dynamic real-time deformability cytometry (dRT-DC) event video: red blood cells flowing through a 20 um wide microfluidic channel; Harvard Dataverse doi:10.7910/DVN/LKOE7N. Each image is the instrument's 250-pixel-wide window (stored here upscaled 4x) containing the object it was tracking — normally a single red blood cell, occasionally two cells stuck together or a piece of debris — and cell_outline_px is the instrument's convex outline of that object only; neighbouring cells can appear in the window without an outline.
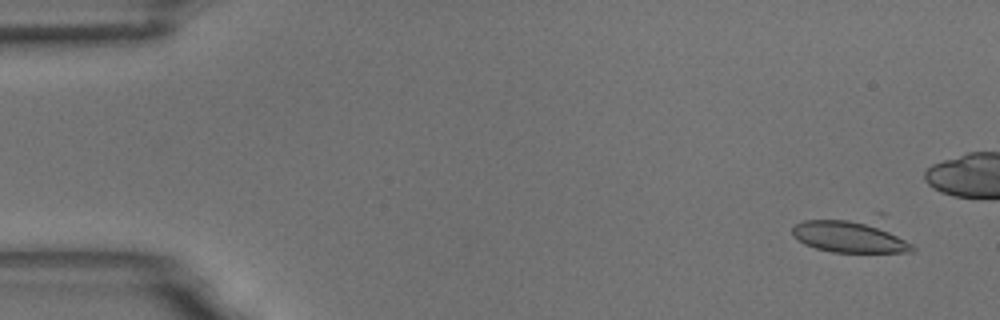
{"species": "common noctule bat (a hibernating species)", "species_latin": "Nyctalus noctula", "temperature_condition": "room temperature", "stored_images_in_passage": 33, "camera_frame_rate_fps": 3000, "um_per_image_px": 0.085, "animal": {"sex": "male", "body_mass_g": 18.8}, "frame": {"image": 1, "passage_image": 4, "time_ms": 1.0, "image_size_px": [1000, 320], "cell_outline_px": [[916, 248], [912, 252], [832, 252], [816, 248], [804, 244], [792, 236], [792, 228], [796, 224], [804, 220], [876, 212], [884, 212]], "centroid_in_image_um": [72.53, 19.89], "position_along_channel_um": 12.5, "area_um2": 26.76}}
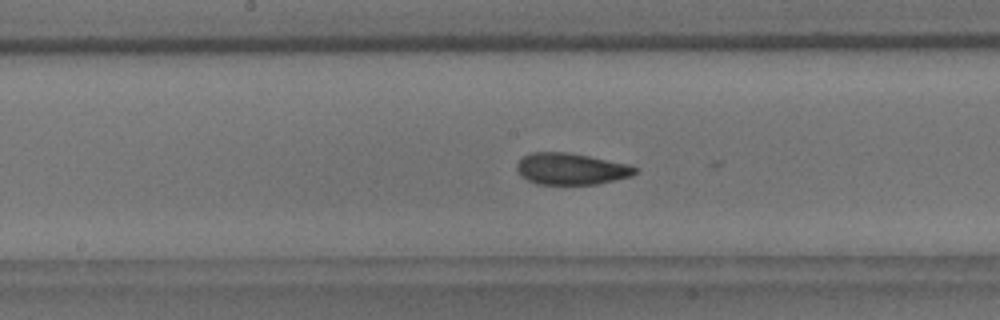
{"frame": {"image": 2, "passage_image": 31, "time_ms": 10.0, "image_size_px": [1000, 320], "cell_outline_px": [[636, 172], [632, 176], [596, 184], [536, 184], [520, 176], [516, 168], [516, 164], [524, 156], [532, 152], [564, 152], [588, 156], [628, 164], [636, 168]], "centroid_in_image_um": [48.5, 14.36], "position_along_channel_um": 199.7, "area_um2": 21.56}}